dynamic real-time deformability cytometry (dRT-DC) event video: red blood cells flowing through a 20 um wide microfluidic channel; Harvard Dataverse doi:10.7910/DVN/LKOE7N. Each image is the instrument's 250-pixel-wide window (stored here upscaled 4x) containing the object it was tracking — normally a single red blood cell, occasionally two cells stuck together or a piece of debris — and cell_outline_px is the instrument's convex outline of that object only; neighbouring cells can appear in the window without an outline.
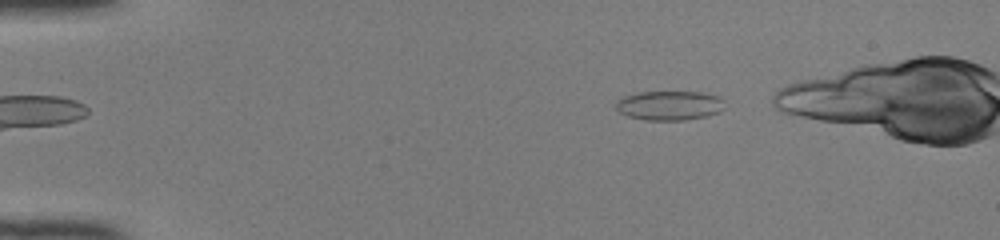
{"species": "common noctule bat (a hibernating species)", "species_latin": "Nyctalus noctula", "temperature_condition": "room temperature", "stored_images_in_passage": 39, "camera_frame_rate_fps": 3000, "um_per_image_px": 0.085, "animal": {"sex": "female", "body_mass_g": 22.0, "forearm_length_mm": 56.7}, "frame": {"image": 1, "passage_image": 3, "time_ms": 0.667, "image_size_px": [1000, 240], "cell_outline_px": [[724, 108], [720, 112], [708, 116], [684, 120], [644, 120], [628, 116], [620, 112], [616, 108], [616, 100], [624, 96], [640, 92], [700, 92], [716, 96], [724, 100]], "centroid_in_image_um": [56.91, 8.97], "position_along_channel_um": 28.1, "area_um2": 18.67}}
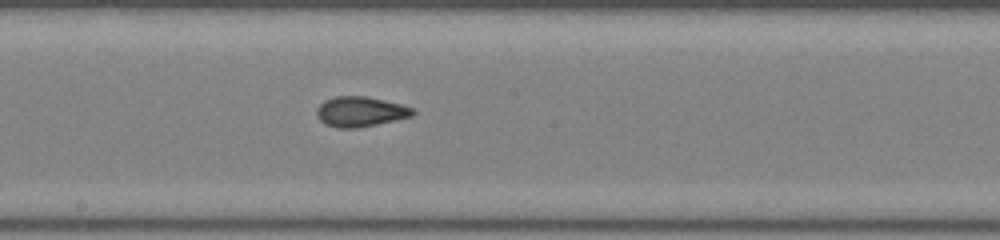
{"frame": {"image": 2, "passage_image": 22, "time_ms": 7.0, "image_size_px": [1000, 240], "cell_outline_px": [[416, 112], [412, 116], [376, 124], [356, 128], [336, 128], [320, 120], [316, 116], [316, 108], [324, 100], [336, 96], [368, 96], [400, 104], [412, 108]], "centroid_in_image_um": [30.6, 9.48], "position_along_channel_um": 217.6, "area_um2": 16.76}}
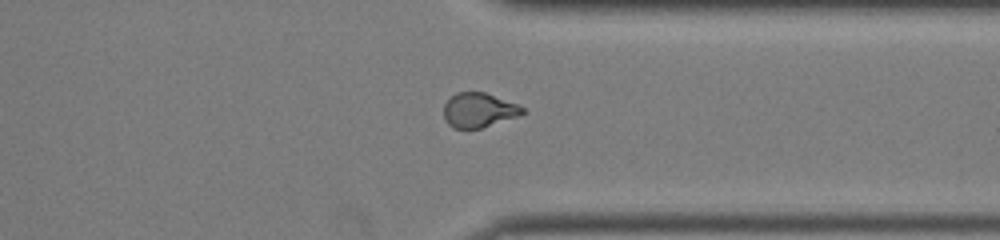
{"frame": {"image": 3, "passage_image": 33, "time_ms": 10.667, "image_size_px": [1000, 240], "cell_outline_px": [[524, 112], [516, 116], [480, 128], [452, 128], [448, 124], [444, 116], [444, 104], [456, 92], [484, 92], [520, 104], [524, 108]], "centroid_in_image_um": [40.69, 9.34], "position_along_channel_um": 370.7, "area_um2": 15.66}}